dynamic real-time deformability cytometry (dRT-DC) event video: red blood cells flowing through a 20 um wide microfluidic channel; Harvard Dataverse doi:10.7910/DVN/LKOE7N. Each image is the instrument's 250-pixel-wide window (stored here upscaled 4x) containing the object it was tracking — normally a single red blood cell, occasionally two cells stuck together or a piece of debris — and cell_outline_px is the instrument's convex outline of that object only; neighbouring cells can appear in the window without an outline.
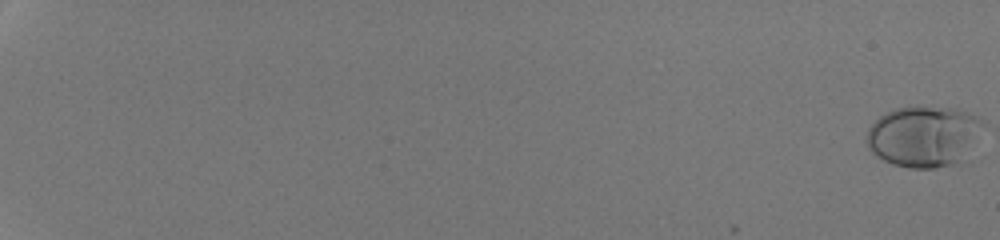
{"species": "human", "species_latin": "Homo sapiens", "temperature_condition": "room temperature", "stored_images_in_passage": 55, "camera_frame_rate_fps": 3000, "um_per_image_px": 0.085, "donor": {"sex": "male"}, "frame": {"image": 1, "passage_image": 1, "time_ms": 0.0, "image_size_px": [1000, 240], "cell_outline_px": [[984, 124], [956, 164], [936, 168], [908, 168], [892, 164], [884, 160], [872, 152], [868, 148], [868, 128], [880, 116], [896, 108], [956, 108], [968, 112], [984, 120]], "centroid_in_image_um": [78.48, 11.59], "position_along_channel_um": 6.5, "area_um2": 40.23}}
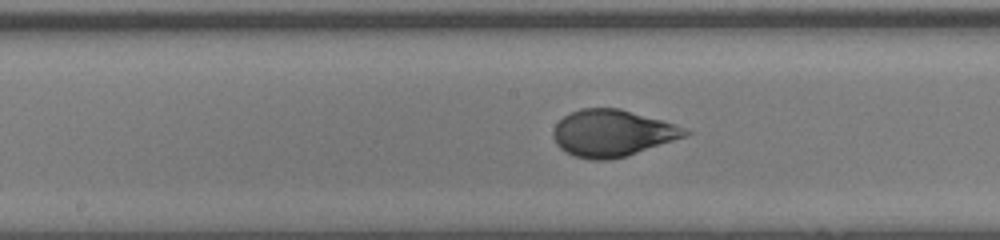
{"frame": {"image": 2, "passage_image": 34, "time_ms": 11.0, "image_size_px": [1000, 240], "cell_outline_px": [[692, 132], [684, 136], [624, 156], [608, 160], [592, 160], [576, 156], [560, 148], [556, 144], [552, 136], [552, 132], [556, 124], [564, 116], [580, 108], [620, 108], [676, 124]], "centroid_in_image_um": [52.0, 11.3], "position_along_channel_um": 196.2, "area_um2": 35.37}}
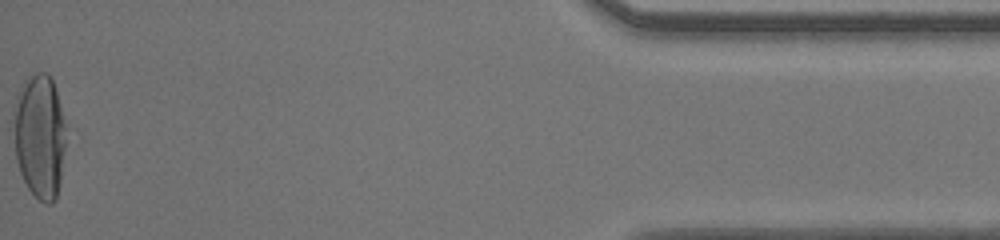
{"frame": {"image": 3, "passage_image": 55, "time_ms": 18.0, "image_size_px": [1000, 240], "cell_outline_px": [[64, 148], [60, 184], [56, 200], [52, 204], [44, 204], [28, 188], [20, 172], [16, 160], [12, 116], [16, 96], [24, 80], [36, 72], [48, 72], [52, 80], [56, 92], [64, 124]], "centroid_in_image_um": [3.34, 11.58], "position_along_channel_um": 431.9, "area_um2": 37.92}, "authors_computed_cell_mechanics": {"area_um2": 36.125, "velocity_mm_per_s": 4.2985, "shape_relaxation_time_tau1_ms": 4.8751, "shape_relaxation_time_tau2_ms": null, "deformation_change_tau1": 0.2148, "deformation_change_tau2": null}}